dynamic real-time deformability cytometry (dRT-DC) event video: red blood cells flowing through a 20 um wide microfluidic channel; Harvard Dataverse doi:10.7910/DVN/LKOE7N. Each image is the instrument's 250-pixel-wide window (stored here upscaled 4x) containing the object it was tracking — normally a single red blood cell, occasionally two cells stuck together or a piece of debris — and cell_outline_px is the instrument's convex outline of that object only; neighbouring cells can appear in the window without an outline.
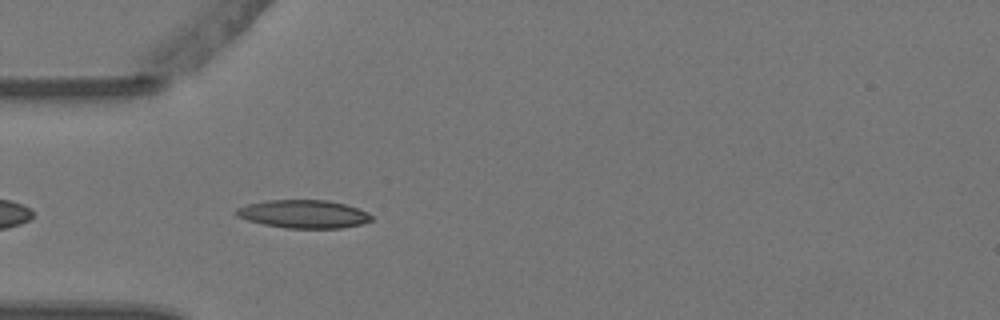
{"species": "Egyptian fruit bat (a non-hibernating species)", "species_latin": "Rousettus aegyptiacus", "temperature_condition": "warm", "stored_images_in_passage": 1, "camera_frame_rate_fps": 3000, "um_per_image_px": 0.085, "animal": {"sex": "female"}, "frame": {"image": 1, "passage_image": 1, "time_ms": 0.0, "image_size_px": [1000, 320], "cell_outline_px": [[372, 220], [360, 224], [340, 228], [284, 228], [264, 224], [248, 220], [236, 216], [232, 212], [236, 208], [248, 204], [268, 200], [328, 200], [344, 204], [368, 212], [372, 216]], "centroid_in_image_um": [25.76, 18.19], "position_along_channel_um": 59.2, "area_um2": 22.14}}